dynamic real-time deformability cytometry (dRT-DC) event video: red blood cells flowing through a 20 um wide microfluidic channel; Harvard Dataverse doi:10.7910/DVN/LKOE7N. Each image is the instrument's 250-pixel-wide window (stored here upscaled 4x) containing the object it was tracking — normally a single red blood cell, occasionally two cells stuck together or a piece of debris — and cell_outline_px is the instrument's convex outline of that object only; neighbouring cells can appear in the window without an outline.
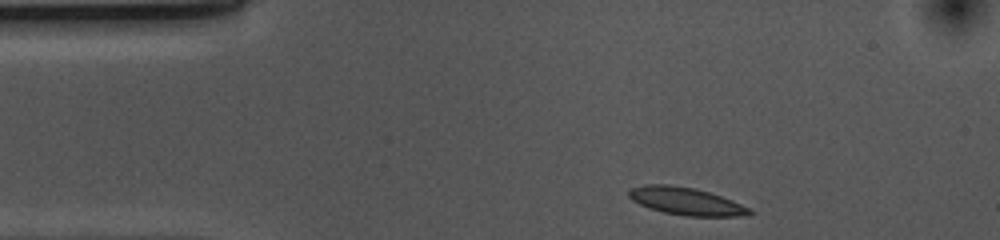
{"species": "common noctule bat (a hibernating species)", "species_latin": "Nyctalus noctula", "temperature_condition": "cold", "stored_images_in_passage": 35, "camera_frame_rate_fps": 3000, "um_per_image_px": 0.085, "animal": {"sex": "female", "body_mass_g": 10.0, "forearm_length_mm": 53.1}, "frame": {"image": 1, "passage_image": 1, "time_ms": 0.0, "image_size_px": [1000, 240], "cell_outline_px": [[756, 212], [752, 216], [688, 216], [664, 212], [648, 208], [632, 200], [628, 196], [628, 192], [632, 188], [644, 184], [668, 184], [696, 188], [732, 200], [752, 208]], "centroid_in_image_um": [58.38, 17.11], "position_along_channel_um": 26.6, "area_um2": 19.59}}
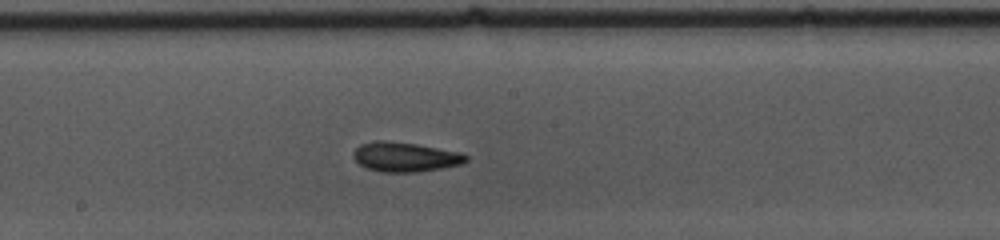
{"frame": {"image": 2, "passage_image": 20, "time_ms": 6.333, "image_size_px": [1000, 240], "cell_outline_px": [[468, 160], [464, 164], [416, 172], [384, 172], [368, 168], [360, 164], [352, 156], [352, 152], [360, 144], [380, 140], [384, 140], [416, 144], [460, 152], [468, 156]], "centroid_in_image_um": [34.45, 13.33], "position_along_channel_um": 213.8, "area_um2": 19.31}}
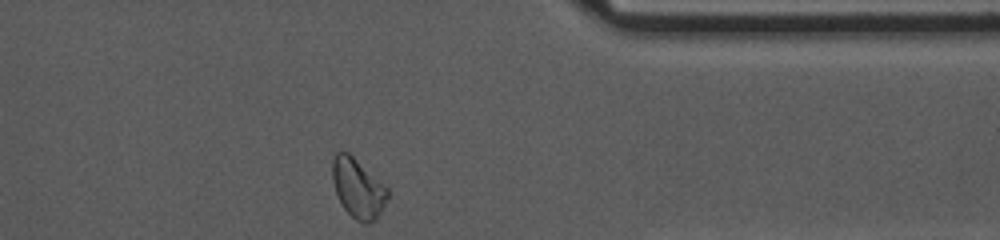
{"frame": {"image": 3, "passage_image": 35, "time_ms": 11.333, "image_size_px": [1000, 240], "cell_outline_px": [[388, 196], [376, 220], [364, 224], [356, 220], [344, 208], [336, 192], [332, 180], [332, 160], [336, 152], [340, 148], [348, 152], [384, 184], [388, 188]], "centroid_in_image_um": [30.41, 15.97], "position_along_channel_um": 381.0, "area_um2": 19.02}, "authors_computed_cell_mechanics": {"area_um2": 18.8428, "velocity_mm_per_s": 3.654, "shape_relaxation_time_tau1_ms": 4.7072, "shape_relaxation_time_tau2_ms": 2.763, "deformation_change_tau1": 0.1222, "deformation_change_tau2": 0.0909}}